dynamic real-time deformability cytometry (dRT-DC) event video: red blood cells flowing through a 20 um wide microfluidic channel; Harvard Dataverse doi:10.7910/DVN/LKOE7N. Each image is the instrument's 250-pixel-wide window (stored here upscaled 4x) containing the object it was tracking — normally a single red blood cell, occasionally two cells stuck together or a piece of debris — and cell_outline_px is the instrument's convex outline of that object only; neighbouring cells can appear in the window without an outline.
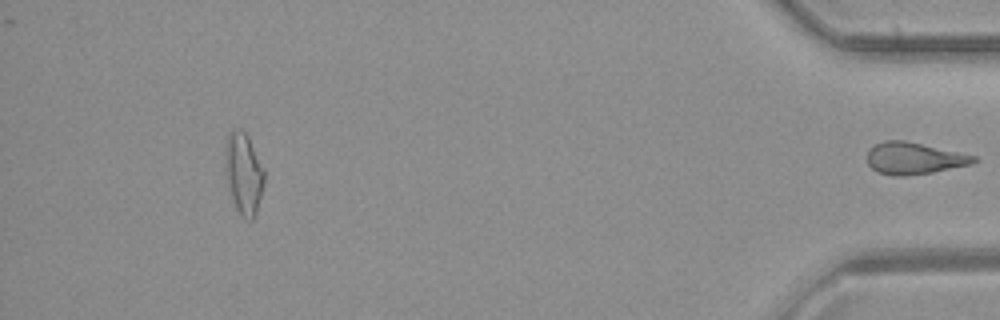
{"species": "common noctule bat (a hibernating species)", "species_latin": "Nyctalus noctula", "temperature_condition": "room temperature", "stored_images_in_passage": 43, "segment_of_instrument_passage": [2, 2], "camera_frame_rate_fps": 3000, "um_per_image_px": 0.085, "animal": {"sex": "female", "body_mass_g": 21.9}, "frame": {"image": 1, "passage_image": 43, "time_ms": 14.0, "image_size_px": [1000, 320], "cell_outline_px": [[976, 160], [972, 164], [932, 172], [908, 176], [896, 176], [880, 172], [872, 168], [868, 164], [868, 152], [876, 144], [884, 140], [904, 140], [976, 156]], "centroid_in_image_um": [77.69, 13.46], "position_along_channel_um": 357.5, "area_um2": 19.42}}